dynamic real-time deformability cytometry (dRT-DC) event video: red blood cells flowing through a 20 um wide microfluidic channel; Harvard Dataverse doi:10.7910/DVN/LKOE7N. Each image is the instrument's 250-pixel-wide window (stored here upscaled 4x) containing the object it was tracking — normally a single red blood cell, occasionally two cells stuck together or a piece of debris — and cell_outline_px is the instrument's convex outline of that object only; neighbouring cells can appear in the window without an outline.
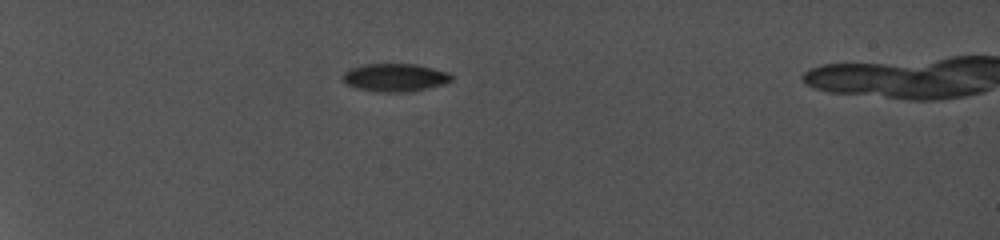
{"species": "common noctule bat (a hibernating species)", "species_latin": "Nyctalus noctula", "temperature_condition": "cold", "stored_images_in_passage": 27, "camera_frame_rate_fps": 5000, "um_per_image_px": 0.085, "animal": {"sex": "female", "body_mass_g": 19.0, "forearm_length_mm": 56.7}, "frame": {"image": 1, "passage_image": 1, "time_ms": 0.0, "image_size_px": [1000, 240], "cell_outline_px": [[452, 80], [444, 84], [408, 92], [376, 92], [356, 88], [348, 84], [340, 76], [348, 68], [364, 64], [416, 64], [448, 72], [452, 76]], "centroid_in_image_um": [33.54, 6.59], "position_along_channel_um": 51.5, "area_um2": 17.8}}
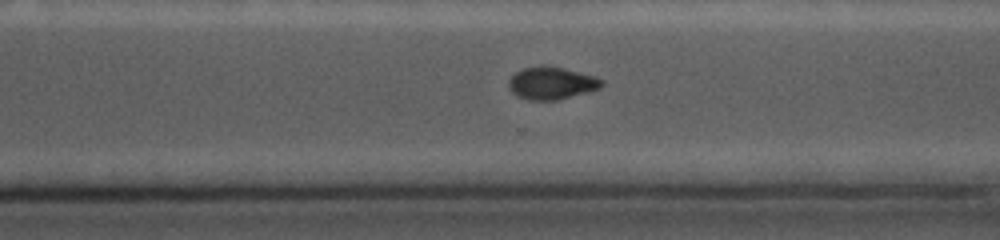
{"frame": {"image": 2, "passage_image": 20, "time_ms": 8.6, "image_size_px": [1000, 240], "cell_outline_px": [[604, 84], [600, 88], [556, 100], [528, 100], [512, 92], [508, 88], [508, 80], [516, 72], [524, 68], [564, 68], [592, 76], [604, 80]], "centroid_in_image_um": [46.87, 7.1], "position_along_channel_um": 323.7, "area_um2": 16.88}}
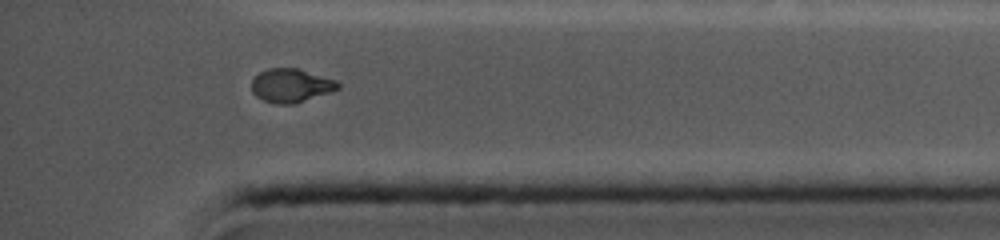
{"frame": {"image": 3, "passage_image": 25, "time_ms": 10.8, "image_size_px": [1000, 240], "cell_outline_px": [[340, 88], [332, 92], [292, 104], [276, 104], [264, 100], [256, 96], [252, 92], [252, 80], [260, 72], [268, 68], [296, 68], [336, 80], [340, 84]], "centroid_in_image_um": [24.74, 7.27], "position_along_channel_um": 410.5, "area_um2": 16.82}, "authors_computed_cell_mechanics": {"area_um2": 17.918, "velocity_mm_per_s": 3.8692, "shape_relaxation_time_tau1_ms": 4.5518, "shape_relaxation_time_tau2_ms": 2.8208, "deformation_change_tau1": 0.1369, "deformation_change_tau2": 0.0542}}